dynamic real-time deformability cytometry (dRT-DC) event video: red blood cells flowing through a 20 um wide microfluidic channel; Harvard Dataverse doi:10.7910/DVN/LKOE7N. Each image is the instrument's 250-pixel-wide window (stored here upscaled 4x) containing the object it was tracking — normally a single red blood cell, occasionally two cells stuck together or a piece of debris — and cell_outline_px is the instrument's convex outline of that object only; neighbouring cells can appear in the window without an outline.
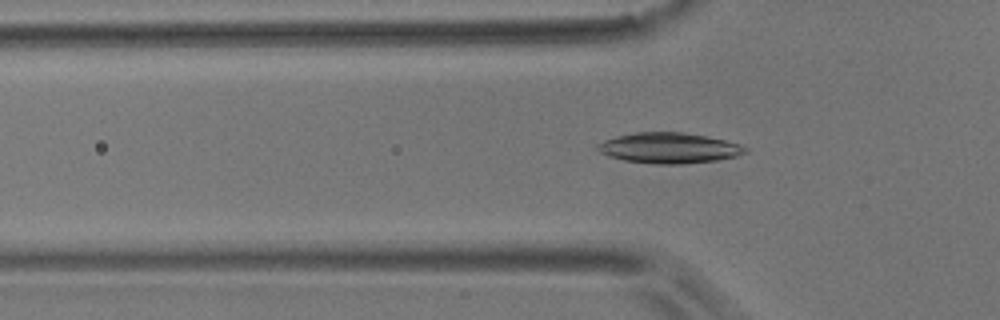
{"species": "common noctule bat (a hibernating species)", "species_latin": "Nyctalus noctula", "temperature_condition": "room temperature", "stored_images_in_passage": 48, "camera_frame_rate_fps": 3000, "um_per_image_px": 0.085, "animal": {"sex": "male", "body_mass_g": 17.9}, "frame": {"image": 1, "passage_image": 11, "time_ms": 3.333, "image_size_px": [1000, 320], "cell_outline_px": [[748, 152], [736, 156], [716, 160], [684, 164], [656, 164], [624, 160], [600, 152], [596, 148], [596, 144], [604, 140], [616, 136], [636, 132], [680, 132], [708, 136], [740, 144], [748, 148]], "centroid_in_image_um": [56.88, 12.57], "position_along_channel_um": 68.9, "area_um2": 26.24}}
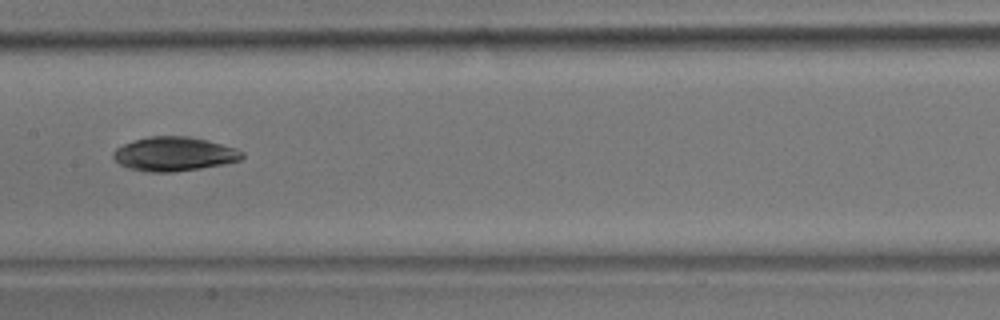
{"frame": {"image": 2, "passage_image": 21, "time_ms": 6.667, "image_size_px": [1000, 320], "cell_outline_px": [[244, 156], [240, 160], [200, 168], [172, 172], [144, 172], [128, 168], [120, 164], [112, 156], [112, 152], [116, 148], [124, 144], [148, 136], [188, 136], [208, 140], [236, 148], [244, 152]], "centroid_in_image_um": [14.78, 13.08], "position_along_channel_um": 192.6, "area_um2": 25.55}}
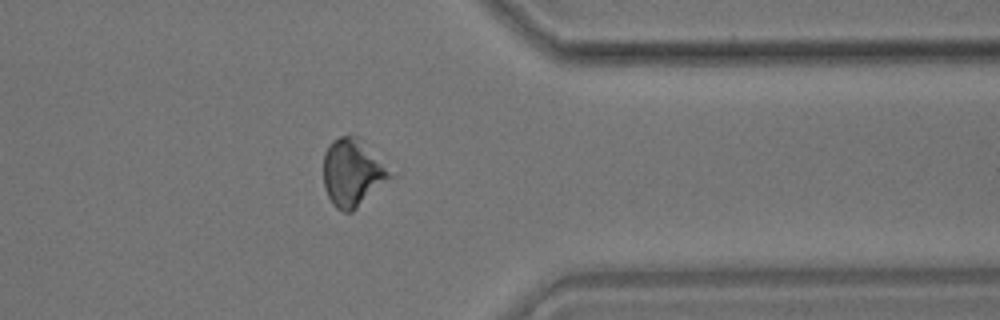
{"frame": {"image": 3, "passage_image": 37, "time_ms": 12.0, "image_size_px": [1000, 320], "cell_outline_px": [[392, 176], [352, 212], [344, 212], [336, 208], [332, 204], [324, 188], [324, 152], [328, 144], [332, 140], [340, 136], [352, 132], [360, 136], [372, 144]], "centroid_in_image_um": [29.95, 14.58], "position_along_channel_um": 381.4, "area_um2": 26.76}, "authors_computed_cell_mechanics": {"area_um2": 25.8077, "velocity_mm_per_s": 3.7129, "shape_relaxation_time_tau1_ms": 2.6943, "shape_relaxation_time_tau2_ms": null, "deformation_change_tau1": 0.0845, "deformation_change_tau2": null}}